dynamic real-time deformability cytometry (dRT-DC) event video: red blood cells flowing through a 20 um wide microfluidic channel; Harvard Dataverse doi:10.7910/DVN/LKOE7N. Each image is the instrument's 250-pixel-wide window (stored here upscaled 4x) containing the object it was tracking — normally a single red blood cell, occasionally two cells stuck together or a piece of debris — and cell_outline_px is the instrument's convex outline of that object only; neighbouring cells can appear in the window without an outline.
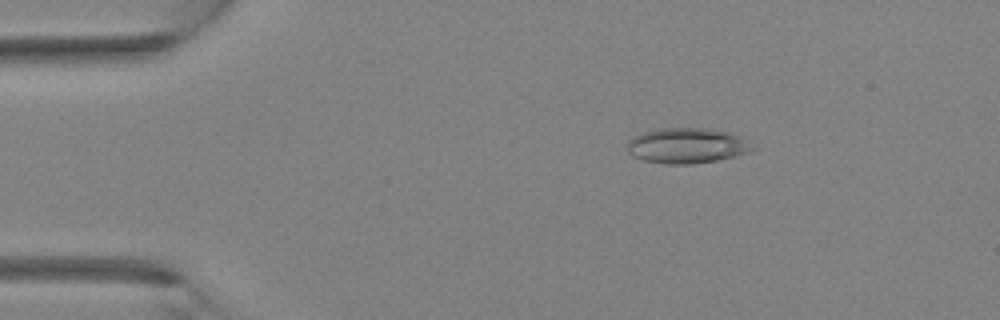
{"species": "Egyptian fruit bat (a non-hibernating species)", "species_latin": "Rousettus aegyptiacus", "temperature_condition": "room temperature", "stored_images_in_passage": 3, "camera_frame_rate_fps": 3000, "um_per_image_px": 0.085, "animal": {"sex": "female"}, "frame": {"image": 1, "passage_image": 2, "time_ms": 1.0, "image_size_px": [1000, 320], "cell_outline_px": [[756, 148], [748, 152], [736, 156], [716, 160], [692, 164], [664, 164], [644, 160], [632, 156], [624, 148], [628, 140], [632, 136], [640, 132], [656, 128], [712, 128], [728, 132], [740, 136], [748, 140]], "centroid_in_image_um": [58.34, 12.36], "position_along_channel_um": 26.7, "area_um2": 26.36}}